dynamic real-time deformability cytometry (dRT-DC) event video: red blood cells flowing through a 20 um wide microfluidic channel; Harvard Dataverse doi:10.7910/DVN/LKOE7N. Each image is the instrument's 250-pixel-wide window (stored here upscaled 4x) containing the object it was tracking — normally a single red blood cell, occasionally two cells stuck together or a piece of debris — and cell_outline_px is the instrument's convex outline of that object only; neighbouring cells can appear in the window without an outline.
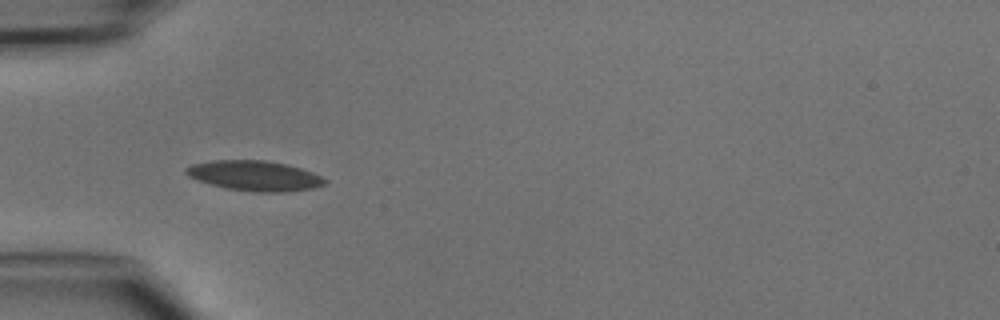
{"species": "common noctule bat (a hibernating species)", "species_latin": "Nyctalus noctula", "temperature_condition": "cold", "stored_images_in_passage": 14, "camera_frame_rate_fps": 3000, "um_per_image_px": 0.085, "animal": {"sex": "male", "body_mass_g": 15.6}, "frame": {"image": 1, "passage_image": 5, "time_ms": 1.333, "image_size_px": [1000, 320], "cell_outline_px": [[328, 180], [324, 184], [312, 188], [288, 192], [256, 192], [224, 188], [188, 176], [184, 172], [184, 168], [192, 164], [212, 160], [264, 160], [288, 164], [312, 172]], "centroid_in_image_um": [21.64, 14.93], "position_along_channel_um": 63.4, "area_um2": 24.33}}